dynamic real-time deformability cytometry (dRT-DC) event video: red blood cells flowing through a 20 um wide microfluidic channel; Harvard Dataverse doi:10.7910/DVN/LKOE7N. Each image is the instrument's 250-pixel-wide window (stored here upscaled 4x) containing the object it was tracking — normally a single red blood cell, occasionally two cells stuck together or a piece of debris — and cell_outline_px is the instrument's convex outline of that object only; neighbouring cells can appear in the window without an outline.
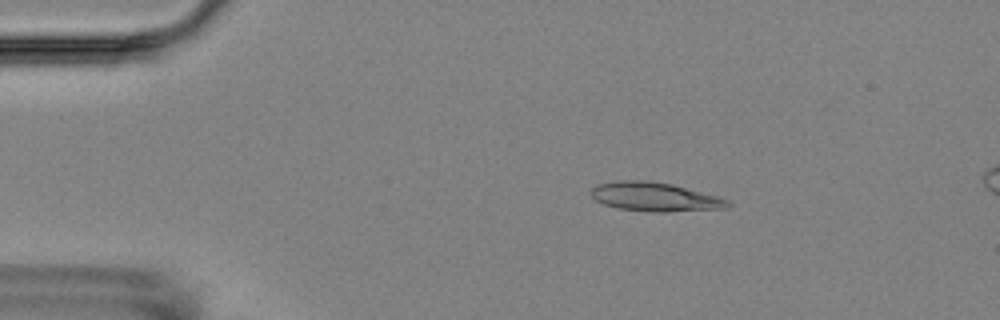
{"species": "Egyptian fruit bat (a non-hibernating species)", "species_latin": "Rousettus aegyptiacus", "temperature_condition": "room temperature", "stored_images_in_passage": 6, "camera_frame_rate_fps": 3000, "um_per_image_px": 0.085, "animal": {"sex": "female"}, "frame": {"image": 1, "passage_image": 3, "time_ms": 2.333, "image_size_px": [1000, 320], "cell_outline_px": [[732, 204], [728, 208], [668, 212], [652, 212], [616, 208], [604, 204], [596, 200], [588, 192], [596, 184], [616, 180], [644, 180], [672, 184], [716, 196], [728, 200]], "centroid_in_image_um": [55.63, 16.73], "position_along_channel_um": 29.4, "area_um2": 23.18}}
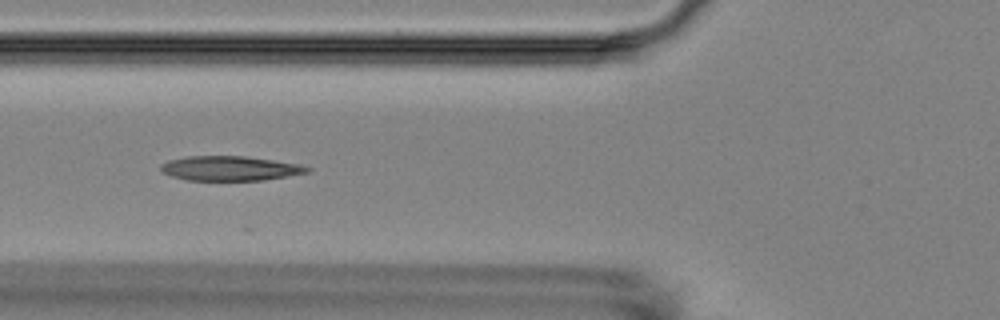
{"frame": {"image": 2, "passage_image": 6, "time_ms": 6.0, "image_size_px": [1000, 320], "cell_outline_px": [[312, 168], [308, 172], [288, 176], [264, 180], [188, 180], [172, 176], [160, 172], [160, 164], [168, 160], [188, 156], [244, 156], [300, 164]], "centroid_in_image_um": [19.52, 14.31], "position_along_channel_um": 106.3, "area_um2": 20.98}}